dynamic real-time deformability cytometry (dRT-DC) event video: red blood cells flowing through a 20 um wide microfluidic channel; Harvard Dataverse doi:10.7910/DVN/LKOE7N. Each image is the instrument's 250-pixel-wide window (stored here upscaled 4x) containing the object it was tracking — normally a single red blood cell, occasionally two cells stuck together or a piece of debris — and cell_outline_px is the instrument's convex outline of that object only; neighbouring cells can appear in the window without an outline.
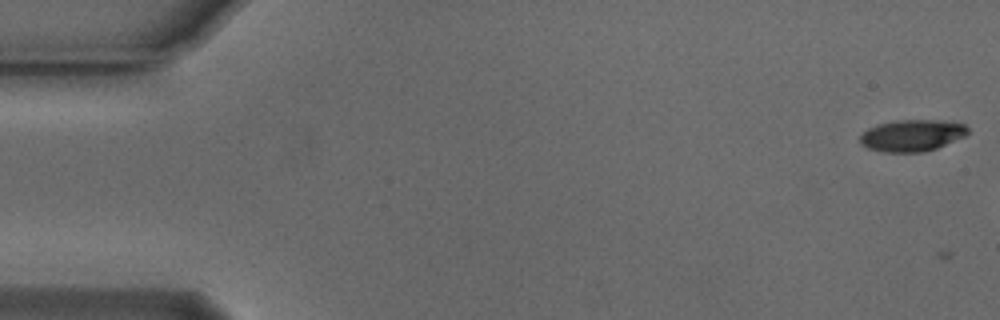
{"species": "Egyptian fruit bat (a non-hibernating species)", "species_latin": "Rousettus aegyptiacus", "temperature_condition": "cold", "stored_images_in_passage": 3, "camera_frame_rate_fps": 3000, "um_per_image_px": 0.085, "animal": {"sex": "male"}, "frame": {"image": 1, "passage_image": 2, "time_ms": 0.333, "image_size_px": [1000, 320], "cell_outline_px": [[968, 132], [964, 136], [936, 148], [924, 152], [884, 152], [868, 148], [860, 144], [860, 136], [868, 128], [876, 124], [900, 120], [952, 120], [964, 124], [968, 128]], "centroid_in_image_um": [77.52, 11.5], "position_along_channel_um": 7.5, "area_um2": 19.94}}